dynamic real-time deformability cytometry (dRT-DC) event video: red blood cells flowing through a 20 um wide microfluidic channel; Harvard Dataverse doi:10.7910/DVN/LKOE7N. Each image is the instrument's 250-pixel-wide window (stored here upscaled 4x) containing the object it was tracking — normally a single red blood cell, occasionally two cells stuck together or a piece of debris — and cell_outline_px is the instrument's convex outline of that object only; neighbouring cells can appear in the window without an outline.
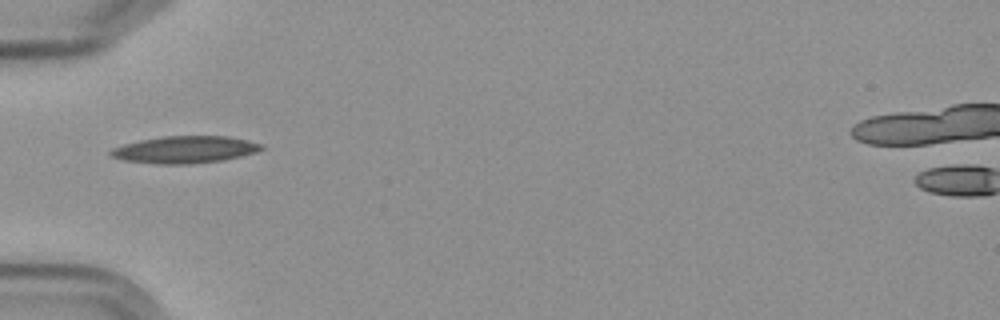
{"species": "Egyptian fruit bat (a non-hibernating species)", "species_latin": "Rousettus aegyptiacus", "temperature_condition": "cold", "stored_images_in_passage": 4, "camera_frame_rate_fps": 3000, "um_per_image_px": 0.085, "frame": {"image": 1, "passage_image": 2, "time_ms": 1.333, "image_size_px": [1000, 320], "cell_outline_px": [[264, 148], [256, 152], [240, 156], [220, 160], [188, 164], [160, 164], [124, 160], [112, 156], [108, 152], [112, 148], [124, 144], [140, 140], [164, 136], [228, 136], [248, 140], [260, 144]], "centroid_in_image_um": [15.7, 12.71], "position_along_channel_um": 69.3, "area_um2": 23.52}}
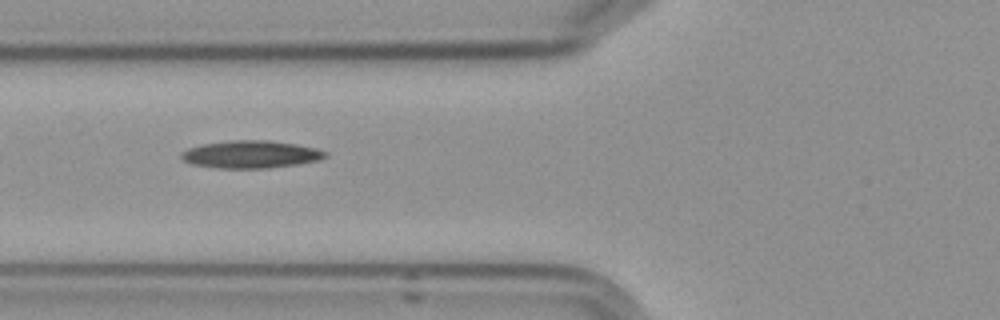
{"frame": {"image": 2, "passage_image": 3, "time_ms": 2.333, "image_size_px": [1000, 320], "cell_outline_px": [[328, 156], [320, 160], [296, 164], [268, 168], [220, 168], [192, 164], [184, 160], [180, 156], [188, 148], [200, 144], [228, 140], [268, 140], [296, 144], [316, 148], [328, 152]], "centroid_in_image_um": [21.35, 13.11], "position_along_channel_um": 104.5, "area_um2": 23.12}}